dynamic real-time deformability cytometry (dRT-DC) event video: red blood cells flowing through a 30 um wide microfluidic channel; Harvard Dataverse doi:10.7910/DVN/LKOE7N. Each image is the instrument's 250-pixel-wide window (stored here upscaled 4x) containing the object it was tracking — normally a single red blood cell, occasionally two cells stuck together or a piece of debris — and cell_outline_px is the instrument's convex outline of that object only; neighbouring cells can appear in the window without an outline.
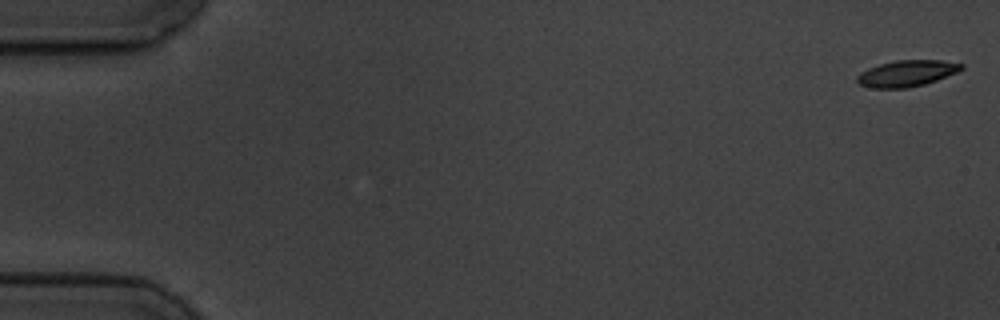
{"species": "common noctule bat (a hibernating species)", "species_latin": "Nyctalus noctula", "temperature_condition": "cold", "stored_images_in_passage": 8, "camera_frame_rate_fps": 3000, "um_per_image_px": 0.085, "animal": {"sex": "male", "body_mass_g": 19.5, "forearm_length_mm": 54.6}, "frame": {"image": 1, "passage_image": 1, "time_ms": 0.0, "image_size_px": [1000, 320], "cell_outline_px": [[964, 68], [956, 72], [936, 80], [924, 84], [908, 88], [872, 88], [860, 84], [856, 80], [856, 76], [860, 72], [868, 68], [880, 64], [896, 60], [940, 60], [964, 64]], "centroid_in_image_um": [77.05, 6.23], "position_along_channel_um": 7.9, "area_um2": 15.9}}
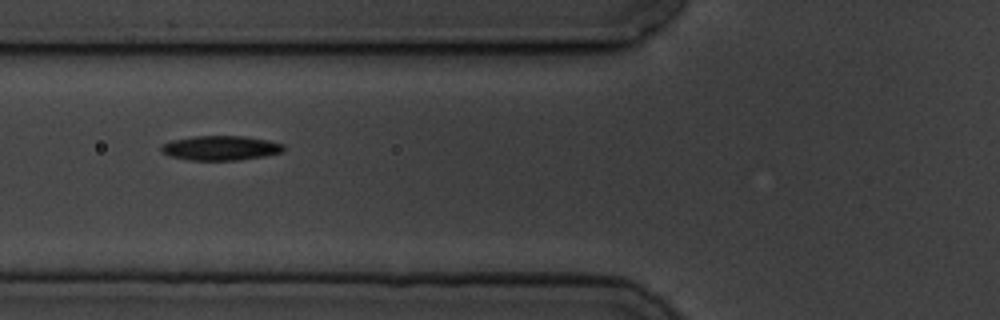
{"frame": {"image": 2, "passage_image": 7, "time_ms": 7.0, "image_size_px": [1000, 320], "cell_outline_px": [[284, 152], [264, 156], [236, 160], [188, 160], [168, 156], [160, 152], [160, 144], [172, 140], [192, 136], [244, 136], [268, 140], [284, 144]], "centroid_in_image_um": [18.7, 12.58], "position_along_channel_um": 107.1, "area_um2": 17.74}}
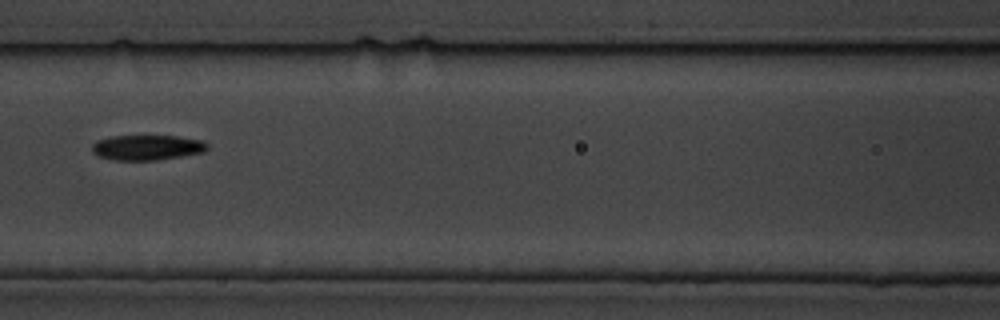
{"frame": {"image": 3, "passage_image": 8, "time_ms": 8.333, "image_size_px": [1000, 320], "cell_outline_px": [[208, 148], [204, 152], [156, 160], [112, 160], [96, 156], [92, 152], [92, 144], [96, 140], [112, 136], [176, 136], [204, 140], [208, 144]], "centroid_in_image_um": [12.48, 12.53], "position_along_channel_um": 154.1, "area_um2": 17.05}}